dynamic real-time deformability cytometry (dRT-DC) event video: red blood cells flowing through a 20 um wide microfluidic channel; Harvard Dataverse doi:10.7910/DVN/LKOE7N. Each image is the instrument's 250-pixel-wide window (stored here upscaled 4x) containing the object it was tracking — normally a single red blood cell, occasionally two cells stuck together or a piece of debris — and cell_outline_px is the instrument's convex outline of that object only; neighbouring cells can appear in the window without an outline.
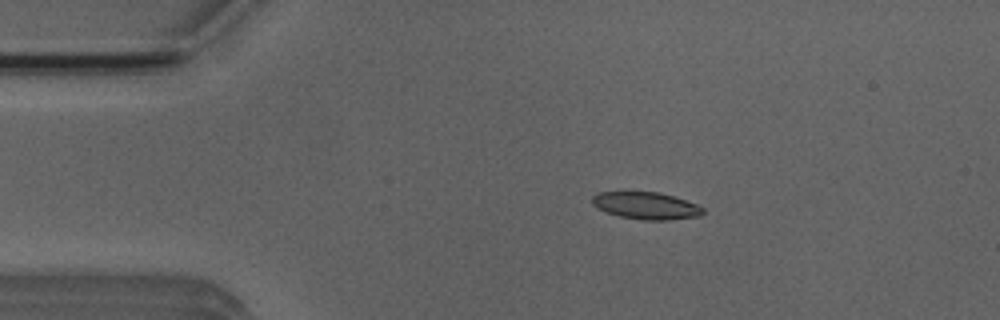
{"species": "Egyptian fruit bat (a non-hibernating species)", "species_latin": "Rousettus aegyptiacus", "temperature_condition": "room temperature", "stored_images_in_passage": 43, "camera_frame_rate_fps": 3000, "um_per_image_px": 0.085, "animal": {"sex": "male"}, "frame": {"image": 1, "passage_image": 1, "time_ms": 0.0, "image_size_px": [1000, 320], "cell_outline_px": [[704, 212], [700, 216], [668, 220], [644, 220], [620, 216], [604, 212], [596, 208], [592, 204], [592, 196], [600, 192], [660, 192], [696, 204], [704, 208]], "centroid_in_image_um": [54.89, 17.49], "position_along_channel_um": 30.1, "area_um2": 17.51}}
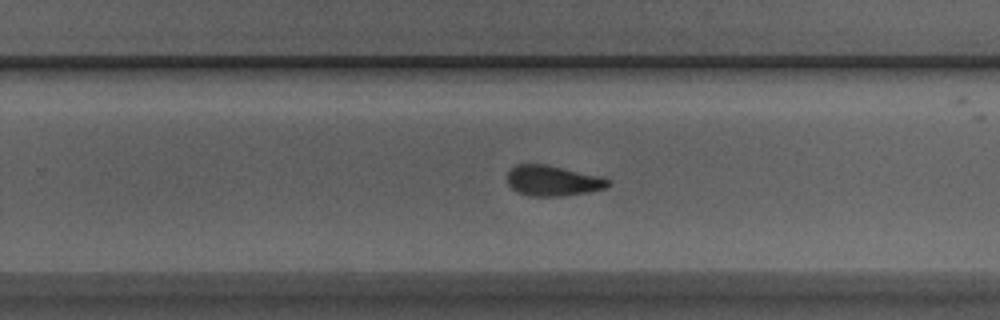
{"frame": {"image": 2, "passage_image": 24, "time_ms": 7.667, "image_size_px": [1000, 320], "cell_outline_px": [[608, 184], [604, 188], [588, 192], [568, 196], [528, 196], [512, 188], [508, 184], [508, 172], [516, 164], [544, 164], [604, 176], [608, 180]], "centroid_in_image_um": [47.0, 15.36], "position_along_channel_um": 282.8, "area_um2": 17.86}}
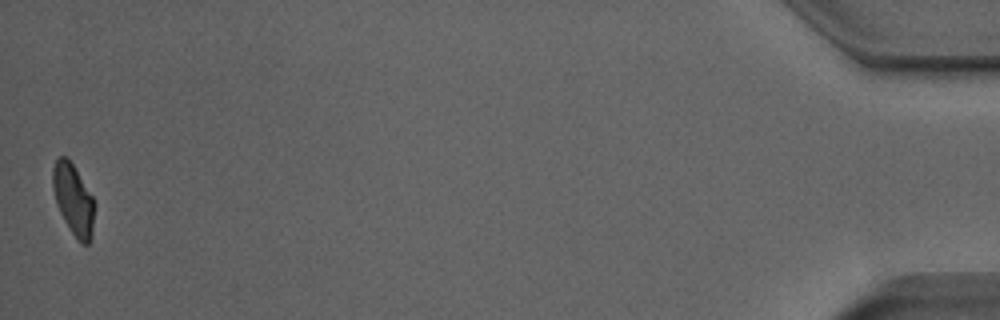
{"frame": {"image": 3, "passage_image": 43, "time_ms": 14.0, "image_size_px": [1000, 320], "cell_outline_px": [[96, 204], [92, 236], [88, 244], [80, 244], [64, 220], [56, 204], [52, 188], [52, 168], [56, 160], [60, 156], [64, 156], [72, 164], [92, 196]], "centroid_in_image_um": [6.24, 17.0], "position_along_channel_um": 429.0, "area_um2": 17.28}, "authors_computed_cell_mechanics": {"area_um2": 18.207, "velocity_mm_per_s": 3.9194, "shape_relaxation_time_tau1_ms": 2.9997, "shape_relaxation_time_tau2_ms": 1.8431, "deformation_change_tau1": 0.1398, "deformation_change_tau2": 0.0768}}